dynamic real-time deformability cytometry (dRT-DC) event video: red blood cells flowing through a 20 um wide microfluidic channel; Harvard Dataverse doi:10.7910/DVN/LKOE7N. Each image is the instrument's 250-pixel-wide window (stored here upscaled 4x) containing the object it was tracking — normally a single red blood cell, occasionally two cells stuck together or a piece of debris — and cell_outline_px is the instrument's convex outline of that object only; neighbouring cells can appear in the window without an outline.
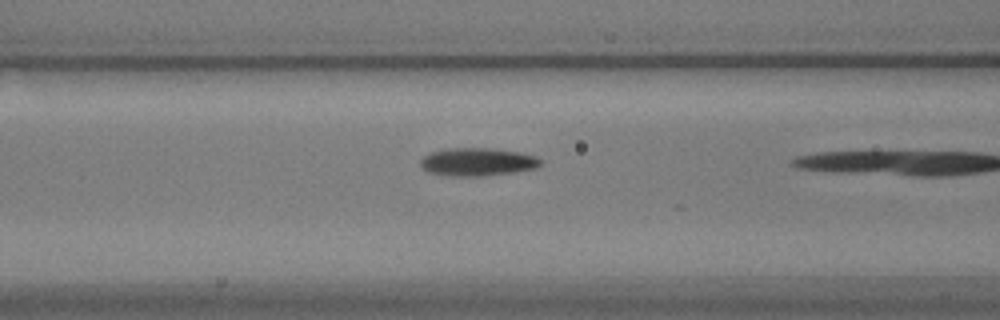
{"species": "common noctule bat (a hibernating species)", "species_latin": "Nyctalus noctula", "temperature_condition": "warm", "stored_images_in_passage": 20, "camera_frame_rate_fps": 3000, "um_per_image_px": 0.085, "animal": {"sex": "male", "body_mass_g": 17.9}, "frame": {"image": 1, "passage_image": 19, "time_ms": 6.0, "image_size_px": [1000, 320], "cell_outline_px": [[544, 160], [536, 168], [516, 172], [480, 176], [452, 176], [428, 172], [420, 164], [420, 160], [424, 156], [432, 152], [448, 148], [492, 148], [520, 152], [536, 156]], "centroid_in_image_um": [40.63, 13.76], "position_along_channel_um": 126.0, "area_um2": 19.65}}